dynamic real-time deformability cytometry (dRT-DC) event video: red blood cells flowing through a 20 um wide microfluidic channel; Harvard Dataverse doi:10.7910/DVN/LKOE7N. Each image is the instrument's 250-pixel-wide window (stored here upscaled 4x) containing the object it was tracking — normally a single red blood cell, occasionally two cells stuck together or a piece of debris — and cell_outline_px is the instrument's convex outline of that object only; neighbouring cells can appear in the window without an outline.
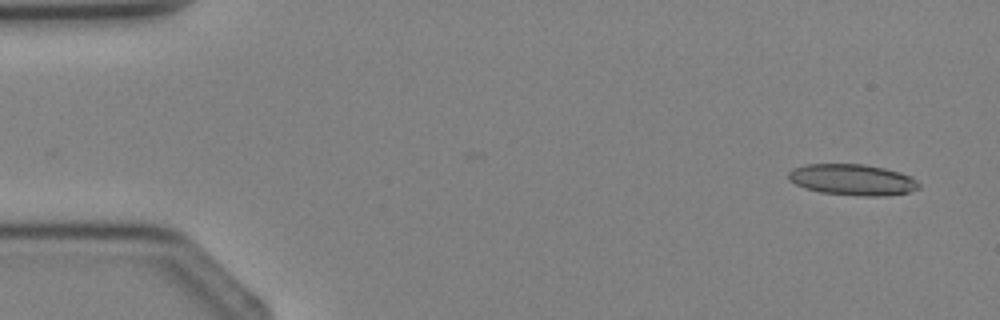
{"species": "Egyptian fruit bat (a non-hibernating species)", "species_latin": "Rousettus aegyptiacus", "temperature_condition": "cold", "stored_images_in_passage": 2, "camera_frame_rate_fps": 3000, "um_per_image_px": 0.085, "animal": {"sex": "female"}, "frame": {"image": 1, "passage_image": 2, "time_ms": 1.333, "image_size_px": [1000, 320], "cell_outline_px": [[920, 188], [908, 192], [884, 196], [864, 196], [820, 192], [796, 184], [788, 180], [788, 172], [792, 168], [804, 164], [864, 164], [884, 168], [900, 172], [912, 176], [920, 184]], "centroid_in_image_um": [72.47, 15.26], "position_along_channel_um": 12.5, "area_um2": 23.7}}